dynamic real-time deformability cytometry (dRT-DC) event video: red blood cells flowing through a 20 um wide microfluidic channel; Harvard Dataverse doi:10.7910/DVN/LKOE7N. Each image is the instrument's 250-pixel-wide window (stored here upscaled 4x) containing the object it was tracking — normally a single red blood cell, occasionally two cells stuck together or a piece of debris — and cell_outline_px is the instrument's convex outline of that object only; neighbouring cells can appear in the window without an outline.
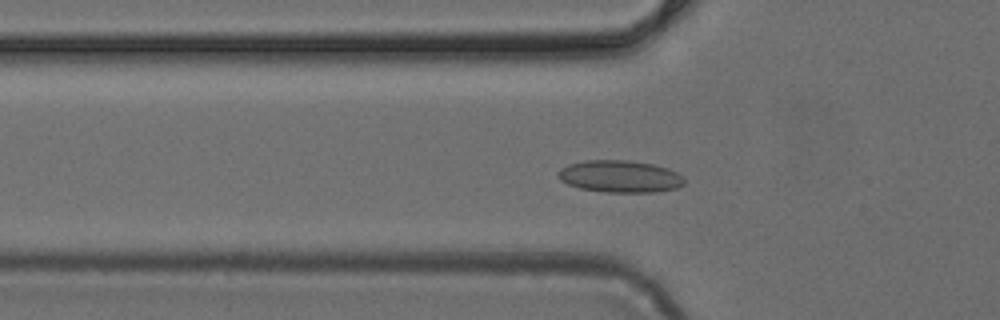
{"species": "common noctule bat (a hibernating species)", "species_latin": "Nyctalus noctula", "temperature_condition": "cold", "stored_images_in_passage": 49, "camera_frame_rate_fps": 3000, "um_per_image_px": 0.085, "animal": {"sex": "female", "body_mass_g": 24.6, "forearm_length_mm": 56.2}, "frame": {"image": 1, "passage_image": 16, "time_ms": 5.0, "image_size_px": [1000, 320], "cell_outline_px": [[684, 184], [676, 188], [656, 192], [608, 192], [580, 188], [568, 184], [560, 180], [556, 176], [556, 172], [560, 168], [568, 164], [584, 160], [628, 160], [652, 164], [668, 168], [676, 172], [684, 180]], "centroid_in_image_um": [52.65, 14.99], "position_along_channel_um": 73.2, "area_um2": 23.64}}
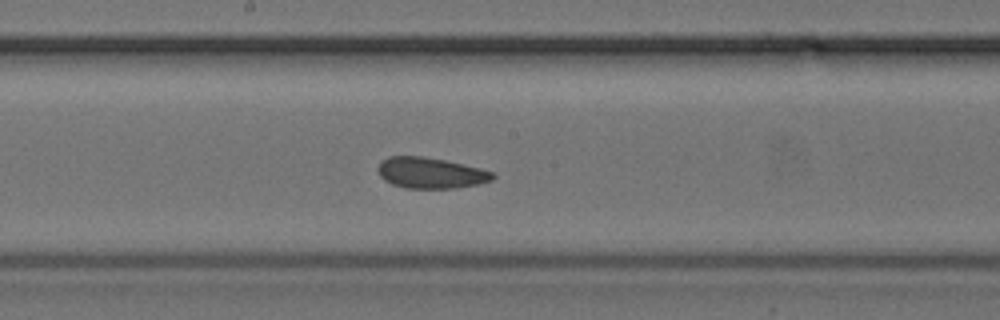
{"frame": {"image": 2, "passage_image": 26, "time_ms": 8.333, "image_size_px": [1000, 320], "cell_outline_px": [[496, 176], [492, 180], [480, 184], [452, 188], [408, 188], [392, 184], [384, 180], [380, 176], [376, 168], [380, 160], [388, 156], [424, 156], [444, 160], [480, 168], [496, 172]], "centroid_in_image_um": [36.59, 14.69], "position_along_channel_um": 211.6, "area_um2": 20.87}}
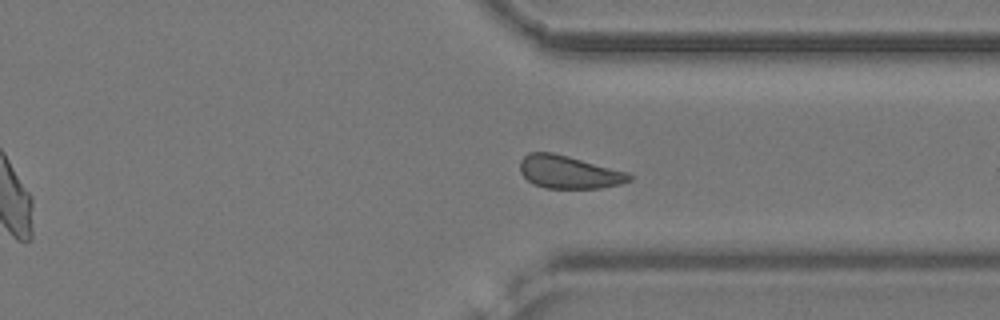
{"frame": {"image": 3, "passage_image": 37, "time_ms": 12.0, "image_size_px": [1000, 320], "cell_outline_px": [[632, 180], [620, 184], [600, 188], [544, 188], [532, 184], [520, 172], [520, 160], [528, 152], [552, 152], [568, 156], [628, 172], [632, 176]], "centroid_in_image_um": [48.34, 14.63], "position_along_channel_um": 363.1, "area_um2": 20.98}}